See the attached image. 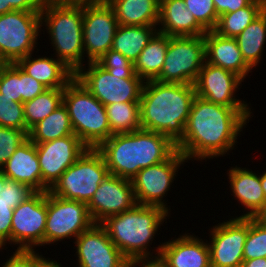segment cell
Segmentation results:
<instances>
[{
  "label": "cell",
  "mask_w": 266,
  "mask_h": 267,
  "mask_svg": "<svg viewBox=\"0 0 266 267\" xmlns=\"http://www.w3.org/2000/svg\"><path fill=\"white\" fill-rule=\"evenodd\" d=\"M261 186L266 198V172L264 171L261 175Z\"/></svg>",
  "instance_id": "cell-51"
},
{
  "label": "cell",
  "mask_w": 266,
  "mask_h": 267,
  "mask_svg": "<svg viewBox=\"0 0 266 267\" xmlns=\"http://www.w3.org/2000/svg\"><path fill=\"white\" fill-rule=\"evenodd\" d=\"M206 62L235 73L243 80L252 70L244 61L235 38L207 31L204 35Z\"/></svg>",
  "instance_id": "cell-21"
},
{
  "label": "cell",
  "mask_w": 266,
  "mask_h": 267,
  "mask_svg": "<svg viewBox=\"0 0 266 267\" xmlns=\"http://www.w3.org/2000/svg\"><path fill=\"white\" fill-rule=\"evenodd\" d=\"M0 127H10L18 130H26L24 117V105L21 102H14L2 96L0 93Z\"/></svg>",
  "instance_id": "cell-35"
},
{
  "label": "cell",
  "mask_w": 266,
  "mask_h": 267,
  "mask_svg": "<svg viewBox=\"0 0 266 267\" xmlns=\"http://www.w3.org/2000/svg\"><path fill=\"white\" fill-rule=\"evenodd\" d=\"M102 67L118 78H140L134 70V64L120 52L110 49L98 61Z\"/></svg>",
  "instance_id": "cell-36"
},
{
  "label": "cell",
  "mask_w": 266,
  "mask_h": 267,
  "mask_svg": "<svg viewBox=\"0 0 266 267\" xmlns=\"http://www.w3.org/2000/svg\"><path fill=\"white\" fill-rule=\"evenodd\" d=\"M184 162H187V159L177 150L168 160L141 169L131 179L136 203L161 207L168 212L170 208L163 197L169 191L177 170Z\"/></svg>",
  "instance_id": "cell-13"
},
{
  "label": "cell",
  "mask_w": 266,
  "mask_h": 267,
  "mask_svg": "<svg viewBox=\"0 0 266 267\" xmlns=\"http://www.w3.org/2000/svg\"><path fill=\"white\" fill-rule=\"evenodd\" d=\"M188 234L155 247L157 258L167 267H211L208 243Z\"/></svg>",
  "instance_id": "cell-20"
},
{
  "label": "cell",
  "mask_w": 266,
  "mask_h": 267,
  "mask_svg": "<svg viewBox=\"0 0 266 267\" xmlns=\"http://www.w3.org/2000/svg\"><path fill=\"white\" fill-rule=\"evenodd\" d=\"M136 204L131 180L109 174L99 184L87 206L94 223H101L109 216L132 209Z\"/></svg>",
  "instance_id": "cell-19"
},
{
  "label": "cell",
  "mask_w": 266,
  "mask_h": 267,
  "mask_svg": "<svg viewBox=\"0 0 266 267\" xmlns=\"http://www.w3.org/2000/svg\"><path fill=\"white\" fill-rule=\"evenodd\" d=\"M244 260L266 258V228L249 218V229L243 248Z\"/></svg>",
  "instance_id": "cell-34"
},
{
  "label": "cell",
  "mask_w": 266,
  "mask_h": 267,
  "mask_svg": "<svg viewBox=\"0 0 266 267\" xmlns=\"http://www.w3.org/2000/svg\"><path fill=\"white\" fill-rule=\"evenodd\" d=\"M35 145L42 175V192L49 191L88 148L75 134Z\"/></svg>",
  "instance_id": "cell-15"
},
{
  "label": "cell",
  "mask_w": 266,
  "mask_h": 267,
  "mask_svg": "<svg viewBox=\"0 0 266 267\" xmlns=\"http://www.w3.org/2000/svg\"><path fill=\"white\" fill-rule=\"evenodd\" d=\"M13 11L8 5L7 0H0V15Z\"/></svg>",
  "instance_id": "cell-50"
},
{
  "label": "cell",
  "mask_w": 266,
  "mask_h": 267,
  "mask_svg": "<svg viewBox=\"0 0 266 267\" xmlns=\"http://www.w3.org/2000/svg\"><path fill=\"white\" fill-rule=\"evenodd\" d=\"M22 103L34 99L47 88L20 68Z\"/></svg>",
  "instance_id": "cell-43"
},
{
  "label": "cell",
  "mask_w": 266,
  "mask_h": 267,
  "mask_svg": "<svg viewBox=\"0 0 266 267\" xmlns=\"http://www.w3.org/2000/svg\"><path fill=\"white\" fill-rule=\"evenodd\" d=\"M1 169L7 178L27 184L36 192H42L36 145L30 139L16 149Z\"/></svg>",
  "instance_id": "cell-23"
},
{
  "label": "cell",
  "mask_w": 266,
  "mask_h": 267,
  "mask_svg": "<svg viewBox=\"0 0 266 267\" xmlns=\"http://www.w3.org/2000/svg\"><path fill=\"white\" fill-rule=\"evenodd\" d=\"M46 220L47 192H35L13 210L10 245L17 244L22 250L44 246Z\"/></svg>",
  "instance_id": "cell-14"
},
{
  "label": "cell",
  "mask_w": 266,
  "mask_h": 267,
  "mask_svg": "<svg viewBox=\"0 0 266 267\" xmlns=\"http://www.w3.org/2000/svg\"><path fill=\"white\" fill-rule=\"evenodd\" d=\"M63 104L68 110L74 134L88 148H97L113 135L105 106L75 77L64 88Z\"/></svg>",
  "instance_id": "cell-6"
},
{
  "label": "cell",
  "mask_w": 266,
  "mask_h": 267,
  "mask_svg": "<svg viewBox=\"0 0 266 267\" xmlns=\"http://www.w3.org/2000/svg\"><path fill=\"white\" fill-rule=\"evenodd\" d=\"M168 213L161 207L136 204L128 211L107 217L100 224L128 261L153 259L157 256L148 251V246Z\"/></svg>",
  "instance_id": "cell-4"
},
{
  "label": "cell",
  "mask_w": 266,
  "mask_h": 267,
  "mask_svg": "<svg viewBox=\"0 0 266 267\" xmlns=\"http://www.w3.org/2000/svg\"><path fill=\"white\" fill-rule=\"evenodd\" d=\"M16 64L47 89H64L75 77V73L57 58L45 56L33 59L31 53Z\"/></svg>",
  "instance_id": "cell-24"
},
{
  "label": "cell",
  "mask_w": 266,
  "mask_h": 267,
  "mask_svg": "<svg viewBox=\"0 0 266 267\" xmlns=\"http://www.w3.org/2000/svg\"><path fill=\"white\" fill-rule=\"evenodd\" d=\"M113 8L119 25H157L159 2L157 0H106Z\"/></svg>",
  "instance_id": "cell-26"
},
{
  "label": "cell",
  "mask_w": 266,
  "mask_h": 267,
  "mask_svg": "<svg viewBox=\"0 0 266 267\" xmlns=\"http://www.w3.org/2000/svg\"><path fill=\"white\" fill-rule=\"evenodd\" d=\"M40 13L57 59L76 73L84 66L83 0H49Z\"/></svg>",
  "instance_id": "cell-5"
},
{
  "label": "cell",
  "mask_w": 266,
  "mask_h": 267,
  "mask_svg": "<svg viewBox=\"0 0 266 267\" xmlns=\"http://www.w3.org/2000/svg\"><path fill=\"white\" fill-rule=\"evenodd\" d=\"M49 0H7V5L14 10L40 12Z\"/></svg>",
  "instance_id": "cell-44"
},
{
  "label": "cell",
  "mask_w": 266,
  "mask_h": 267,
  "mask_svg": "<svg viewBox=\"0 0 266 267\" xmlns=\"http://www.w3.org/2000/svg\"><path fill=\"white\" fill-rule=\"evenodd\" d=\"M252 219L266 228V201L261 206V208L254 214Z\"/></svg>",
  "instance_id": "cell-47"
},
{
  "label": "cell",
  "mask_w": 266,
  "mask_h": 267,
  "mask_svg": "<svg viewBox=\"0 0 266 267\" xmlns=\"http://www.w3.org/2000/svg\"><path fill=\"white\" fill-rule=\"evenodd\" d=\"M74 242L78 267H127L128 260L108 237L100 223H94Z\"/></svg>",
  "instance_id": "cell-17"
},
{
  "label": "cell",
  "mask_w": 266,
  "mask_h": 267,
  "mask_svg": "<svg viewBox=\"0 0 266 267\" xmlns=\"http://www.w3.org/2000/svg\"><path fill=\"white\" fill-rule=\"evenodd\" d=\"M157 25L126 26L119 25L114 35L112 50L120 52L133 64L141 51L158 32Z\"/></svg>",
  "instance_id": "cell-27"
},
{
  "label": "cell",
  "mask_w": 266,
  "mask_h": 267,
  "mask_svg": "<svg viewBox=\"0 0 266 267\" xmlns=\"http://www.w3.org/2000/svg\"><path fill=\"white\" fill-rule=\"evenodd\" d=\"M73 134L68 110L62 103L50 115L35 124L29 130L28 136L34 144H38Z\"/></svg>",
  "instance_id": "cell-30"
},
{
  "label": "cell",
  "mask_w": 266,
  "mask_h": 267,
  "mask_svg": "<svg viewBox=\"0 0 266 267\" xmlns=\"http://www.w3.org/2000/svg\"><path fill=\"white\" fill-rule=\"evenodd\" d=\"M44 256L33 250L16 249L2 267H39Z\"/></svg>",
  "instance_id": "cell-41"
},
{
  "label": "cell",
  "mask_w": 266,
  "mask_h": 267,
  "mask_svg": "<svg viewBox=\"0 0 266 267\" xmlns=\"http://www.w3.org/2000/svg\"><path fill=\"white\" fill-rule=\"evenodd\" d=\"M7 177L3 174V171L2 169H0V192H1V189H2V186L4 185L5 183V179Z\"/></svg>",
  "instance_id": "cell-52"
},
{
  "label": "cell",
  "mask_w": 266,
  "mask_h": 267,
  "mask_svg": "<svg viewBox=\"0 0 266 267\" xmlns=\"http://www.w3.org/2000/svg\"><path fill=\"white\" fill-rule=\"evenodd\" d=\"M195 96L194 84L146 81L139 101L142 129L161 133L177 144Z\"/></svg>",
  "instance_id": "cell-2"
},
{
  "label": "cell",
  "mask_w": 266,
  "mask_h": 267,
  "mask_svg": "<svg viewBox=\"0 0 266 267\" xmlns=\"http://www.w3.org/2000/svg\"><path fill=\"white\" fill-rule=\"evenodd\" d=\"M13 208L0 197V249L11 243V220Z\"/></svg>",
  "instance_id": "cell-42"
},
{
  "label": "cell",
  "mask_w": 266,
  "mask_h": 267,
  "mask_svg": "<svg viewBox=\"0 0 266 267\" xmlns=\"http://www.w3.org/2000/svg\"><path fill=\"white\" fill-rule=\"evenodd\" d=\"M35 192L36 191L27 184L6 178L0 192V197L8 204H11V208L15 209L21 202L27 200Z\"/></svg>",
  "instance_id": "cell-40"
},
{
  "label": "cell",
  "mask_w": 266,
  "mask_h": 267,
  "mask_svg": "<svg viewBox=\"0 0 266 267\" xmlns=\"http://www.w3.org/2000/svg\"><path fill=\"white\" fill-rule=\"evenodd\" d=\"M28 133L27 130L0 127V169L16 149L29 139Z\"/></svg>",
  "instance_id": "cell-39"
},
{
  "label": "cell",
  "mask_w": 266,
  "mask_h": 267,
  "mask_svg": "<svg viewBox=\"0 0 266 267\" xmlns=\"http://www.w3.org/2000/svg\"><path fill=\"white\" fill-rule=\"evenodd\" d=\"M94 224L86 203L66 200L47 191V220L44 245L75 239Z\"/></svg>",
  "instance_id": "cell-11"
},
{
  "label": "cell",
  "mask_w": 266,
  "mask_h": 267,
  "mask_svg": "<svg viewBox=\"0 0 266 267\" xmlns=\"http://www.w3.org/2000/svg\"><path fill=\"white\" fill-rule=\"evenodd\" d=\"M254 0H213L217 14L235 12L240 8L249 6Z\"/></svg>",
  "instance_id": "cell-45"
},
{
  "label": "cell",
  "mask_w": 266,
  "mask_h": 267,
  "mask_svg": "<svg viewBox=\"0 0 266 267\" xmlns=\"http://www.w3.org/2000/svg\"><path fill=\"white\" fill-rule=\"evenodd\" d=\"M108 175L102 154L96 148H87L49 191L60 198L88 204Z\"/></svg>",
  "instance_id": "cell-7"
},
{
  "label": "cell",
  "mask_w": 266,
  "mask_h": 267,
  "mask_svg": "<svg viewBox=\"0 0 266 267\" xmlns=\"http://www.w3.org/2000/svg\"><path fill=\"white\" fill-rule=\"evenodd\" d=\"M246 64L252 69L260 62L266 41V9L236 38Z\"/></svg>",
  "instance_id": "cell-29"
},
{
  "label": "cell",
  "mask_w": 266,
  "mask_h": 267,
  "mask_svg": "<svg viewBox=\"0 0 266 267\" xmlns=\"http://www.w3.org/2000/svg\"><path fill=\"white\" fill-rule=\"evenodd\" d=\"M249 218H232L211 228V267H242Z\"/></svg>",
  "instance_id": "cell-16"
},
{
  "label": "cell",
  "mask_w": 266,
  "mask_h": 267,
  "mask_svg": "<svg viewBox=\"0 0 266 267\" xmlns=\"http://www.w3.org/2000/svg\"><path fill=\"white\" fill-rule=\"evenodd\" d=\"M119 23L106 0H83V46L87 61H98L113 44Z\"/></svg>",
  "instance_id": "cell-12"
},
{
  "label": "cell",
  "mask_w": 266,
  "mask_h": 267,
  "mask_svg": "<svg viewBox=\"0 0 266 267\" xmlns=\"http://www.w3.org/2000/svg\"><path fill=\"white\" fill-rule=\"evenodd\" d=\"M168 45L169 36L157 32L134 62L135 73L145 82L159 77Z\"/></svg>",
  "instance_id": "cell-28"
},
{
  "label": "cell",
  "mask_w": 266,
  "mask_h": 267,
  "mask_svg": "<svg viewBox=\"0 0 266 267\" xmlns=\"http://www.w3.org/2000/svg\"><path fill=\"white\" fill-rule=\"evenodd\" d=\"M63 93L64 89H46L34 99L23 103L28 132L63 103Z\"/></svg>",
  "instance_id": "cell-33"
},
{
  "label": "cell",
  "mask_w": 266,
  "mask_h": 267,
  "mask_svg": "<svg viewBox=\"0 0 266 267\" xmlns=\"http://www.w3.org/2000/svg\"><path fill=\"white\" fill-rule=\"evenodd\" d=\"M41 13L14 10L0 15V56L16 63L33 53L41 32Z\"/></svg>",
  "instance_id": "cell-9"
},
{
  "label": "cell",
  "mask_w": 266,
  "mask_h": 267,
  "mask_svg": "<svg viewBox=\"0 0 266 267\" xmlns=\"http://www.w3.org/2000/svg\"><path fill=\"white\" fill-rule=\"evenodd\" d=\"M185 5L196 21L206 30L215 29L219 15L216 12L213 0H184Z\"/></svg>",
  "instance_id": "cell-38"
},
{
  "label": "cell",
  "mask_w": 266,
  "mask_h": 267,
  "mask_svg": "<svg viewBox=\"0 0 266 267\" xmlns=\"http://www.w3.org/2000/svg\"><path fill=\"white\" fill-rule=\"evenodd\" d=\"M228 179L230 180V189L233 196L243 205L249 212L239 216V218H252L254 214L261 208L266 201L262 186L261 174L249 171L246 168L235 166L228 170Z\"/></svg>",
  "instance_id": "cell-25"
},
{
  "label": "cell",
  "mask_w": 266,
  "mask_h": 267,
  "mask_svg": "<svg viewBox=\"0 0 266 267\" xmlns=\"http://www.w3.org/2000/svg\"><path fill=\"white\" fill-rule=\"evenodd\" d=\"M0 93L14 102H21L20 67L6 63L0 71Z\"/></svg>",
  "instance_id": "cell-37"
},
{
  "label": "cell",
  "mask_w": 266,
  "mask_h": 267,
  "mask_svg": "<svg viewBox=\"0 0 266 267\" xmlns=\"http://www.w3.org/2000/svg\"><path fill=\"white\" fill-rule=\"evenodd\" d=\"M112 134L129 133L142 129L140 103H113L105 106Z\"/></svg>",
  "instance_id": "cell-32"
},
{
  "label": "cell",
  "mask_w": 266,
  "mask_h": 267,
  "mask_svg": "<svg viewBox=\"0 0 266 267\" xmlns=\"http://www.w3.org/2000/svg\"><path fill=\"white\" fill-rule=\"evenodd\" d=\"M39 267H61L60 263H57L55 260L53 261V259L50 261L47 258H43L39 264Z\"/></svg>",
  "instance_id": "cell-49"
},
{
  "label": "cell",
  "mask_w": 266,
  "mask_h": 267,
  "mask_svg": "<svg viewBox=\"0 0 266 267\" xmlns=\"http://www.w3.org/2000/svg\"><path fill=\"white\" fill-rule=\"evenodd\" d=\"M6 64V62L1 58L0 56V71L2 69V67Z\"/></svg>",
  "instance_id": "cell-53"
},
{
  "label": "cell",
  "mask_w": 266,
  "mask_h": 267,
  "mask_svg": "<svg viewBox=\"0 0 266 267\" xmlns=\"http://www.w3.org/2000/svg\"><path fill=\"white\" fill-rule=\"evenodd\" d=\"M242 267H266V258H254L251 260H244Z\"/></svg>",
  "instance_id": "cell-48"
},
{
  "label": "cell",
  "mask_w": 266,
  "mask_h": 267,
  "mask_svg": "<svg viewBox=\"0 0 266 267\" xmlns=\"http://www.w3.org/2000/svg\"><path fill=\"white\" fill-rule=\"evenodd\" d=\"M250 108H232L195 96L183 138L177 150L187 160H205L228 154L234 149L243 126L249 122ZM248 120V122H247Z\"/></svg>",
  "instance_id": "cell-1"
},
{
  "label": "cell",
  "mask_w": 266,
  "mask_h": 267,
  "mask_svg": "<svg viewBox=\"0 0 266 267\" xmlns=\"http://www.w3.org/2000/svg\"><path fill=\"white\" fill-rule=\"evenodd\" d=\"M142 264V265H141ZM167 267L160 258L154 259H136L128 262L127 267Z\"/></svg>",
  "instance_id": "cell-46"
},
{
  "label": "cell",
  "mask_w": 266,
  "mask_h": 267,
  "mask_svg": "<svg viewBox=\"0 0 266 267\" xmlns=\"http://www.w3.org/2000/svg\"><path fill=\"white\" fill-rule=\"evenodd\" d=\"M109 174L131 180L141 169L168 160L176 144L161 133L140 129L113 134L96 148Z\"/></svg>",
  "instance_id": "cell-3"
},
{
  "label": "cell",
  "mask_w": 266,
  "mask_h": 267,
  "mask_svg": "<svg viewBox=\"0 0 266 267\" xmlns=\"http://www.w3.org/2000/svg\"><path fill=\"white\" fill-rule=\"evenodd\" d=\"M205 62L204 35L169 36L165 61L156 81L194 84Z\"/></svg>",
  "instance_id": "cell-8"
},
{
  "label": "cell",
  "mask_w": 266,
  "mask_h": 267,
  "mask_svg": "<svg viewBox=\"0 0 266 267\" xmlns=\"http://www.w3.org/2000/svg\"><path fill=\"white\" fill-rule=\"evenodd\" d=\"M265 9V2L254 0L249 6L240 8L235 12L220 15L213 31L222 37L236 38Z\"/></svg>",
  "instance_id": "cell-31"
},
{
  "label": "cell",
  "mask_w": 266,
  "mask_h": 267,
  "mask_svg": "<svg viewBox=\"0 0 266 267\" xmlns=\"http://www.w3.org/2000/svg\"><path fill=\"white\" fill-rule=\"evenodd\" d=\"M75 78L104 106L113 103L139 102L145 81L142 78H118L97 61L88 62ZM87 70V71H85Z\"/></svg>",
  "instance_id": "cell-10"
},
{
  "label": "cell",
  "mask_w": 266,
  "mask_h": 267,
  "mask_svg": "<svg viewBox=\"0 0 266 267\" xmlns=\"http://www.w3.org/2000/svg\"><path fill=\"white\" fill-rule=\"evenodd\" d=\"M157 25L158 32L168 36H200L207 32L188 11L184 0L161 1Z\"/></svg>",
  "instance_id": "cell-22"
},
{
  "label": "cell",
  "mask_w": 266,
  "mask_h": 267,
  "mask_svg": "<svg viewBox=\"0 0 266 267\" xmlns=\"http://www.w3.org/2000/svg\"><path fill=\"white\" fill-rule=\"evenodd\" d=\"M242 81L235 73L205 62L194 88L197 96L212 103L232 108H250L245 101L235 97Z\"/></svg>",
  "instance_id": "cell-18"
}]
</instances>
